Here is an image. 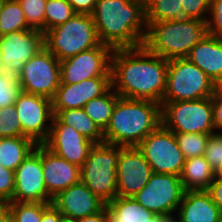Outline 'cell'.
<instances>
[{
	"label": "cell",
	"instance_id": "1",
	"mask_svg": "<svg viewBox=\"0 0 222 222\" xmlns=\"http://www.w3.org/2000/svg\"><path fill=\"white\" fill-rule=\"evenodd\" d=\"M168 60L151 53L144 45L114 49L111 57V83L123 98L162 104L166 88Z\"/></svg>",
	"mask_w": 222,
	"mask_h": 222
},
{
	"label": "cell",
	"instance_id": "2",
	"mask_svg": "<svg viewBox=\"0 0 222 222\" xmlns=\"http://www.w3.org/2000/svg\"><path fill=\"white\" fill-rule=\"evenodd\" d=\"M101 44L113 49L142 46L147 34L145 9L130 0H96L92 13Z\"/></svg>",
	"mask_w": 222,
	"mask_h": 222
},
{
	"label": "cell",
	"instance_id": "3",
	"mask_svg": "<svg viewBox=\"0 0 222 222\" xmlns=\"http://www.w3.org/2000/svg\"><path fill=\"white\" fill-rule=\"evenodd\" d=\"M161 124L160 104L119 97L104 130V142L124 147L137 146Z\"/></svg>",
	"mask_w": 222,
	"mask_h": 222
},
{
	"label": "cell",
	"instance_id": "4",
	"mask_svg": "<svg viewBox=\"0 0 222 222\" xmlns=\"http://www.w3.org/2000/svg\"><path fill=\"white\" fill-rule=\"evenodd\" d=\"M207 33V22L198 19L152 22L147 26L143 45L166 60L186 58Z\"/></svg>",
	"mask_w": 222,
	"mask_h": 222
},
{
	"label": "cell",
	"instance_id": "5",
	"mask_svg": "<svg viewBox=\"0 0 222 222\" xmlns=\"http://www.w3.org/2000/svg\"><path fill=\"white\" fill-rule=\"evenodd\" d=\"M121 146L98 143L90 149L81 167V178L87 188L105 204L117 196V164Z\"/></svg>",
	"mask_w": 222,
	"mask_h": 222
},
{
	"label": "cell",
	"instance_id": "6",
	"mask_svg": "<svg viewBox=\"0 0 222 222\" xmlns=\"http://www.w3.org/2000/svg\"><path fill=\"white\" fill-rule=\"evenodd\" d=\"M45 47L59 61L100 44L92 15L75 14L65 23L44 33Z\"/></svg>",
	"mask_w": 222,
	"mask_h": 222
},
{
	"label": "cell",
	"instance_id": "7",
	"mask_svg": "<svg viewBox=\"0 0 222 222\" xmlns=\"http://www.w3.org/2000/svg\"><path fill=\"white\" fill-rule=\"evenodd\" d=\"M216 84L187 58L168 60L163 101H192L211 97Z\"/></svg>",
	"mask_w": 222,
	"mask_h": 222
},
{
	"label": "cell",
	"instance_id": "8",
	"mask_svg": "<svg viewBox=\"0 0 222 222\" xmlns=\"http://www.w3.org/2000/svg\"><path fill=\"white\" fill-rule=\"evenodd\" d=\"M211 97L192 101H162V125L179 133H214Z\"/></svg>",
	"mask_w": 222,
	"mask_h": 222
},
{
	"label": "cell",
	"instance_id": "9",
	"mask_svg": "<svg viewBox=\"0 0 222 222\" xmlns=\"http://www.w3.org/2000/svg\"><path fill=\"white\" fill-rule=\"evenodd\" d=\"M153 173L180 176L185 157L180 150L175 134L162 124L148 134L138 145Z\"/></svg>",
	"mask_w": 222,
	"mask_h": 222
},
{
	"label": "cell",
	"instance_id": "10",
	"mask_svg": "<svg viewBox=\"0 0 222 222\" xmlns=\"http://www.w3.org/2000/svg\"><path fill=\"white\" fill-rule=\"evenodd\" d=\"M17 78L23 92L52 99L61 83L60 61L44 47L24 64Z\"/></svg>",
	"mask_w": 222,
	"mask_h": 222
},
{
	"label": "cell",
	"instance_id": "11",
	"mask_svg": "<svg viewBox=\"0 0 222 222\" xmlns=\"http://www.w3.org/2000/svg\"><path fill=\"white\" fill-rule=\"evenodd\" d=\"M184 192L179 176L153 173L134 199L156 216H175Z\"/></svg>",
	"mask_w": 222,
	"mask_h": 222
},
{
	"label": "cell",
	"instance_id": "12",
	"mask_svg": "<svg viewBox=\"0 0 222 222\" xmlns=\"http://www.w3.org/2000/svg\"><path fill=\"white\" fill-rule=\"evenodd\" d=\"M14 106L22 126V137H29L36 144H43L49 137L54 116L52 100L22 91Z\"/></svg>",
	"mask_w": 222,
	"mask_h": 222
},
{
	"label": "cell",
	"instance_id": "13",
	"mask_svg": "<svg viewBox=\"0 0 222 222\" xmlns=\"http://www.w3.org/2000/svg\"><path fill=\"white\" fill-rule=\"evenodd\" d=\"M114 49L105 44L60 61L61 83L74 84L93 77H111Z\"/></svg>",
	"mask_w": 222,
	"mask_h": 222
},
{
	"label": "cell",
	"instance_id": "14",
	"mask_svg": "<svg viewBox=\"0 0 222 222\" xmlns=\"http://www.w3.org/2000/svg\"><path fill=\"white\" fill-rule=\"evenodd\" d=\"M44 47L43 31L28 29L0 36L1 71L18 76L24 64Z\"/></svg>",
	"mask_w": 222,
	"mask_h": 222
},
{
	"label": "cell",
	"instance_id": "15",
	"mask_svg": "<svg viewBox=\"0 0 222 222\" xmlns=\"http://www.w3.org/2000/svg\"><path fill=\"white\" fill-rule=\"evenodd\" d=\"M15 190L12 202L52 203L53 198L47 193L41 164V144L24 159L14 171Z\"/></svg>",
	"mask_w": 222,
	"mask_h": 222
},
{
	"label": "cell",
	"instance_id": "16",
	"mask_svg": "<svg viewBox=\"0 0 222 222\" xmlns=\"http://www.w3.org/2000/svg\"><path fill=\"white\" fill-rule=\"evenodd\" d=\"M152 174V168L137 146H121L116 175L117 196L134 198Z\"/></svg>",
	"mask_w": 222,
	"mask_h": 222
},
{
	"label": "cell",
	"instance_id": "17",
	"mask_svg": "<svg viewBox=\"0 0 222 222\" xmlns=\"http://www.w3.org/2000/svg\"><path fill=\"white\" fill-rule=\"evenodd\" d=\"M43 144L56 155L80 168L94 145L73 127L62 124L55 116L52 119L49 137Z\"/></svg>",
	"mask_w": 222,
	"mask_h": 222
},
{
	"label": "cell",
	"instance_id": "18",
	"mask_svg": "<svg viewBox=\"0 0 222 222\" xmlns=\"http://www.w3.org/2000/svg\"><path fill=\"white\" fill-rule=\"evenodd\" d=\"M112 87L111 77H93L79 83H60L52 100V110L83 108Z\"/></svg>",
	"mask_w": 222,
	"mask_h": 222
},
{
	"label": "cell",
	"instance_id": "19",
	"mask_svg": "<svg viewBox=\"0 0 222 222\" xmlns=\"http://www.w3.org/2000/svg\"><path fill=\"white\" fill-rule=\"evenodd\" d=\"M41 164L46 190L52 198L80 182L81 168L56 155L44 144H41Z\"/></svg>",
	"mask_w": 222,
	"mask_h": 222
},
{
	"label": "cell",
	"instance_id": "20",
	"mask_svg": "<svg viewBox=\"0 0 222 222\" xmlns=\"http://www.w3.org/2000/svg\"><path fill=\"white\" fill-rule=\"evenodd\" d=\"M52 204L62 215L73 219L97 213L105 206L81 181L59 192Z\"/></svg>",
	"mask_w": 222,
	"mask_h": 222
},
{
	"label": "cell",
	"instance_id": "21",
	"mask_svg": "<svg viewBox=\"0 0 222 222\" xmlns=\"http://www.w3.org/2000/svg\"><path fill=\"white\" fill-rule=\"evenodd\" d=\"M220 214L206 190L185 191L175 218L178 222H218Z\"/></svg>",
	"mask_w": 222,
	"mask_h": 222
},
{
	"label": "cell",
	"instance_id": "22",
	"mask_svg": "<svg viewBox=\"0 0 222 222\" xmlns=\"http://www.w3.org/2000/svg\"><path fill=\"white\" fill-rule=\"evenodd\" d=\"M215 84L222 81V40L207 33L186 57Z\"/></svg>",
	"mask_w": 222,
	"mask_h": 222
},
{
	"label": "cell",
	"instance_id": "23",
	"mask_svg": "<svg viewBox=\"0 0 222 222\" xmlns=\"http://www.w3.org/2000/svg\"><path fill=\"white\" fill-rule=\"evenodd\" d=\"M105 206L109 222H152L157 217L131 197L116 196Z\"/></svg>",
	"mask_w": 222,
	"mask_h": 222
},
{
	"label": "cell",
	"instance_id": "24",
	"mask_svg": "<svg viewBox=\"0 0 222 222\" xmlns=\"http://www.w3.org/2000/svg\"><path fill=\"white\" fill-rule=\"evenodd\" d=\"M180 180L185 191L207 190L214 180V171L204 156L185 159Z\"/></svg>",
	"mask_w": 222,
	"mask_h": 222
},
{
	"label": "cell",
	"instance_id": "25",
	"mask_svg": "<svg viewBox=\"0 0 222 222\" xmlns=\"http://www.w3.org/2000/svg\"><path fill=\"white\" fill-rule=\"evenodd\" d=\"M53 114L62 124L73 127L94 144L104 142V131L94 123L83 108L53 110Z\"/></svg>",
	"mask_w": 222,
	"mask_h": 222
},
{
	"label": "cell",
	"instance_id": "26",
	"mask_svg": "<svg viewBox=\"0 0 222 222\" xmlns=\"http://www.w3.org/2000/svg\"><path fill=\"white\" fill-rule=\"evenodd\" d=\"M36 145L29 137L0 138V166L15 171Z\"/></svg>",
	"mask_w": 222,
	"mask_h": 222
},
{
	"label": "cell",
	"instance_id": "27",
	"mask_svg": "<svg viewBox=\"0 0 222 222\" xmlns=\"http://www.w3.org/2000/svg\"><path fill=\"white\" fill-rule=\"evenodd\" d=\"M119 97L111 87L102 96L86 103L83 110L104 131L110 122L114 105Z\"/></svg>",
	"mask_w": 222,
	"mask_h": 222
},
{
	"label": "cell",
	"instance_id": "28",
	"mask_svg": "<svg viewBox=\"0 0 222 222\" xmlns=\"http://www.w3.org/2000/svg\"><path fill=\"white\" fill-rule=\"evenodd\" d=\"M24 11L18 0L0 2V36L20 30H28Z\"/></svg>",
	"mask_w": 222,
	"mask_h": 222
},
{
	"label": "cell",
	"instance_id": "29",
	"mask_svg": "<svg viewBox=\"0 0 222 222\" xmlns=\"http://www.w3.org/2000/svg\"><path fill=\"white\" fill-rule=\"evenodd\" d=\"M185 18L181 6V0H151L145 7L146 26L152 22Z\"/></svg>",
	"mask_w": 222,
	"mask_h": 222
},
{
	"label": "cell",
	"instance_id": "30",
	"mask_svg": "<svg viewBox=\"0 0 222 222\" xmlns=\"http://www.w3.org/2000/svg\"><path fill=\"white\" fill-rule=\"evenodd\" d=\"M50 203L8 202V216L14 222H41L43 210Z\"/></svg>",
	"mask_w": 222,
	"mask_h": 222
},
{
	"label": "cell",
	"instance_id": "31",
	"mask_svg": "<svg viewBox=\"0 0 222 222\" xmlns=\"http://www.w3.org/2000/svg\"><path fill=\"white\" fill-rule=\"evenodd\" d=\"M177 144L185 159L203 156L209 134L174 132Z\"/></svg>",
	"mask_w": 222,
	"mask_h": 222
},
{
	"label": "cell",
	"instance_id": "32",
	"mask_svg": "<svg viewBox=\"0 0 222 222\" xmlns=\"http://www.w3.org/2000/svg\"><path fill=\"white\" fill-rule=\"evenodd\" d=\"M75 14L68 0H47L45 5V32L65 23Z\"/></svg>",
	"mask_w": 222,
	"mask_h": 222
},
{
	"label": "cell",
	"instance_id": "33",
	"mask_svg": "<svg viewBox=\"0 0 222 222\" xmlns=\"http://www.w3.org/2000/svg\"><path fill=\"white\" fill-rule=\"evenodd\" d=\"M30 29L45 33V5L47 0H18Z\"/></svg>",
	"mask_w": 222,
	"mask_h": 222
},
{
	"label": "cell",
	"instance_id": "34",
	"mask_svg": "<svg viewBox=\"0 0 222 222\" xmlns=\"http://www.w3.org/2000/svg\"><path fill=\"white\" fill-rule=\"evenodd\" d=\"M21 92L17 76L0 71V108L14 105Z\"/></svg>",
	"mask_w": 222,
	"mask_h": 222
},
{
	"label": "cell",
	"instance_id": "35",
	"mask_svg": "<svg viewBox=\"0 0 222 222\" xmlns=\"http://www.w3.org/2000/svg\"><path fill=\"white\" fill-rule=\"evenodd\" d=\"M22 136V126L15 106L0 108V138Z\"/></svg>",
	"mask_w": 222,
	"mask_h": 222
},
{
	"label": "cell",
	"instance_id": "36",
	"mask_svg": "<svg viewBox=\"0 0 222 222\" xmlns=\"http://www.w3.org/2000/svg\"><path fill=\"white\" fill-rule=\"evenodd\" d=\"M204 158L214 171L222 163V133L214 132L209 134Z\"/></svg>",
	"mask_w": 222,
	"mask_h": 222
},
{
	"label": "cell",
	"instance_id": "37",
	"mask_svg": "<svg viewBox=\"0 0 222 222\" xmlns=\"http://www.w3.org/2000/svg\"><path fill=\"white\" fill-rule=\"evenodd\" d=\"M210 1L211 0H181L184 16L186 18L207 22L210 14Z\"/></svg>",
	"mask_w": 222,
	"mask_h": 222
},
{
	"label": "cell",
	"instance_id": "38",
	"mask_svg": "<svg viewBox=\"0 0 222 222\" xmlns=\"http://www.w3.org/2000/svg\"><path fill=\"white\" fill-rule=\"evenodd\" d=\"M209 15L207 20L208 34L222 40V0L210 1Z\"/></svg>",
	"mask_w": 222,
	"mask_h": 222
},
{
	"label": "cell",
	"instance_id": "39",
	"mask_svg": "<svg viewBox=\"0 0 222 222\" xmlns=\"http://www.w3.org/2000/svg\"><path fill=\"white\" fill-rule=\"evenodd\" d=\"M14 190V171L0 166V201L12 202Z\"/></svg>",
	"mask_w": 222,
	"mask_h": 222
},
{
	"label": "cell",
	"instance_id": "40",
	"mask_svg": "<svg viewBox=\"0 0 222 222\" xmlns=\"http://www.w3.org/2000/svg\"><path fill=\"white\" fill-rule=\"evenodd\" d=\"M214 131L222 133V96L215 91L211 96Z\"/></svg>",
	"mask_w": 222,
	"mask_h": 222
},
{
	"label": "cell",
	"instance_id": "41",
	"mask_svg": "<svg viewBox=\"0 0 222 222\" xmlns=\"http://www.w3.org/2000/svg\"><path fill=\"white\" fill-rule=\"evenodd\" d=\"M76 14L92 15L96 0H68Z\"/></svg>",
	"mask_w": 222,
	"mask_h": 222
},
{
	"label": "cell",
	"instance_id": "42",
	"mask_svg": "<svg viewBox=\"0 0 222 222\" xmlns=\"http://www.w3.org/2000/svg\"><path fill=\"white\" fill-rule=\"evenodd\" d=\"M206 191L209 193L213 203L222 212V180L214 179Z\"/></svg>",
	"mask_w": 222,
	"mask_h": 222
},
{
	"label": "cell",
	"instance_id": "43",
	"mask_svg": "<svg viewBox=\"0 0 222 222\" xmlns=\"http://www.w3.org/2000/svg\"><path fill=\"white\" fill-rule=\"evenodd\" d=\"M60 212L59 210L50 203L42 213L41 222H59Z\"/></svg>",
	"mask_w": 222,
	"mask_h": 222
},
{
	"label": "cell",
	"instance_id": "44",
	"mask_svg": "<svg viewBox=\"0 0 222 222\" xmlns=\"http://www.w3.org/2000/svg\"><path fill=\"white\" fill-rule=\"evenodd\" d=\"M77 222H109L106 206L97 213L77 219Z\"/></svg>",
	"mask_w": 222,
	"mask_h": 222
},
{
	"label": "cell",
	"instance_id": "45",
	"mask_svg": "<svg viewBox=\"0 0 222 222\" xmlns=\"http://www.w3.org/2000/svg\"><path fill=\"white\" fill-rule=\"evenodd\" d=\"M8 216V203L0 201V222H3Z\"/></svg>",
	"mask_w": 222,
	"mask_h": 222
},
{
	"label": "cell",
	"instance_id": "46",
	"mask_svg": "<svg viewBox=\"0 0 222 222\" xmlns=\"http://www.w3.org/2000/svg\"><path fill=\"white\" fill-rule=\"evenodd\" d=\"M152 222H178L175 216H157Z\"/></svg>",
	"mask_w": 222,
	"mask_h": 222
},
{
	"label": "cell",
	"instance_id": "47",
	"mask_svg": "<svg viewBox=\"0 0 222 222\" xmlns=\"http://www.w3.org/2000/svg\"><path fill=\"white\" fill-rule=\"evenodd\" d=\"M214 179L222 180V163L214 170Z\"/></svg>",
	"mask_w": 222,
	"mask_h": 222
},
{
	"label": "cell",
	"instance_id": "48",
	"mask_svg": "<svg viewBox=\"0 0 222 222\" xmlns=\"http://www.w3.org/2000/svg\"><path fill=\"white\" fill-rule=\"evenodd\" d=\"M59 222H77V219H73L67 216H64L60 213V219Z\"/></svg>",
	"mask_w": 222,
	"mask_h": 222
},
{
	"label": "cell",
	"instance_id": "49",
	"mask_svg": "<svg viewBox=\"0 0 222 222\" xmlns=\"http://www.w3.org/2000/svg\"><path fill=\"white\" fill-rule=\"evenodd\" d=\"M132 2L139 3L144 9L150 3L151 0H130Z\"/></svg>",
	"mask_w": 222,
	"mask_h": 222
},
{
	"label": "cell",
	"instance_id": "50",
	"mask_svg": "<svg viewBox=\"0 0 222 222\" xmlns=\"http://www.w3.org/2000/svg\"><path fill=\"white\" fill-rule=\"evenodd\" d=\"M216 91L222 96V81L216 84Z\"/></svg>",
	"mask_w": 222,
	"mask_h": 222
},
{
	"label": "cell",
	"instance_id": "51",
	"mask_svg": "<svg viewBox=\"0 0 222 222\" xmlns=\"http://www.w3.org/2000/svg\"><path fill=\"white\" fill-rule=\"evenodd\" d=\"M3 222H14L9 216Z\"/></svg>",
	"mask_w": 222,
	"mask_h": 222
},
{
	"label": "cell",
	"instance_id": "52",
	"mask_svg": "<svg viewBox=\"0 0 222 222\" xmlns=\"http://www.w3.org/2000/svg\"><path fill=\"white\" fill-rule=\"evenodd\" d=\"M218 222H222V212H221V214L219 216Z\"/></svg>",
	"mask_w": 222,
	"mask_h": 222
}]
</instances>
